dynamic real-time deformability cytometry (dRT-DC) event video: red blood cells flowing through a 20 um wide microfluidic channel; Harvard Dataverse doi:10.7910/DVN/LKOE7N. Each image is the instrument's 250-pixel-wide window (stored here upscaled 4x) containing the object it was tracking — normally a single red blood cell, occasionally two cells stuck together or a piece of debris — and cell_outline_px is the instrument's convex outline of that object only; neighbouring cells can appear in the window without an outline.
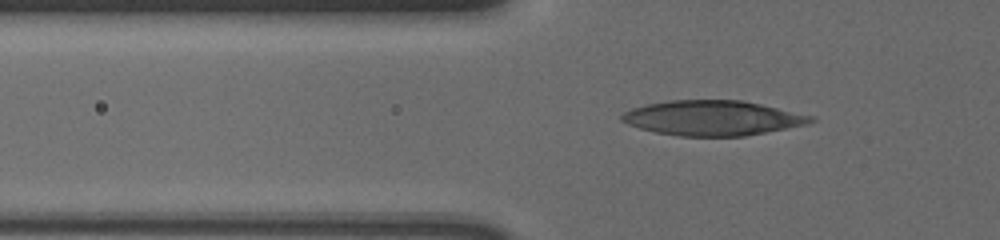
{"species": "human", "species_latin": "Homo sapiens", "temperature_condition": "cold", "stored_images_in_passage": 60, "camera_frame_rate_fps": 3000, "um_per_image_px": 0.085, "donor": {"sex": "male"}, "frame": {"image": 1, "passage_image": 23, "time_ms": 7.333, "image_size_px": [1000, 240], "cell_outline_px": [[816, 120], [808, 124], [744, 136], [680, 136], [656, 132], [640, 128], [628, 124], [620, 120], [620, 116], [624, 112], [632, 108], [648, 104], [668, 100], [740, 100], [760, 104], [816, 116]], "centroid_in_image_um": [60.58, 10.03], "position_along_channel_um": 65.2, "area_um2": 38.38}}
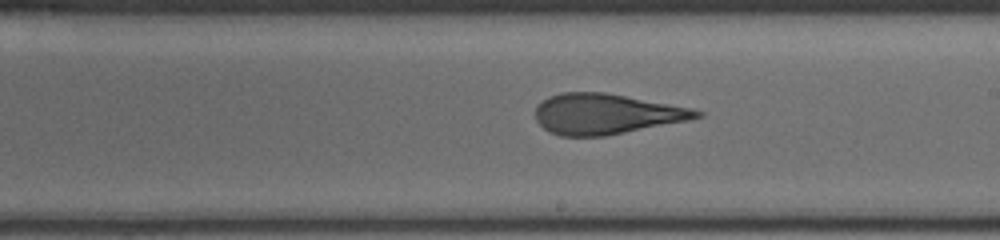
{"frame": {"image": 2, "passage_image": 38, "time_ms": 12.333, "image_size_px": [1000, 240], "cell_outline_px": [[704, 116], [688, 120], [604, 136], [560, 136], [548, 132], [536, 120], [536, 108], [548, 96], [560, 92], [604, 92], [692, 108], [704, 112]], "centroid_in_image_um": [51.5, 9.68], "position_along_channel_um": 237.5, "area_um2": 37.74}}
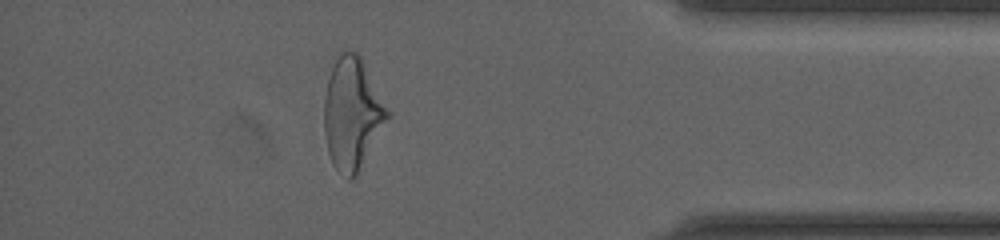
{"frame": {"image": 3, "passage_image": 54, "time_ms": 17.667, "image_size_px": [1000, 240], "cell_outline_px": [[392, 116], [356, 176], [352, 180], [348, 180], [332, 164], [328, 152], [324, 132], [324, 96], [328, 80], [332, 68], [340, 48], [356, 52], [360, 56], [392, 112]], "centroid_in_image_um": [29.97, 9.65], "position_along_channel_um": 405.2, "area_um2": 42.08}}